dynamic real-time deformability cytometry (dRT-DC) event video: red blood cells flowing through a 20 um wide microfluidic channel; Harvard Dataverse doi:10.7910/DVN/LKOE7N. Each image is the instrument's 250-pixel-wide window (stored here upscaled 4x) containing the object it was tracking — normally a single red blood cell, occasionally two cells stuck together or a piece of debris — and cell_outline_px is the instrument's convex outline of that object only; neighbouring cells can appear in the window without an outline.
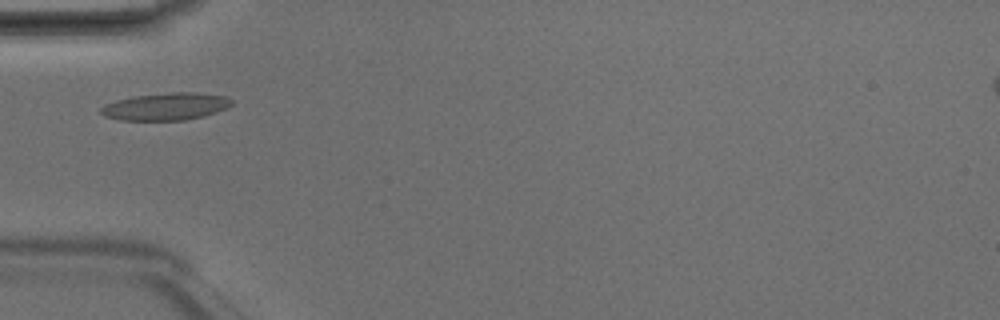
{"species": "Egyptian fruit bat (a non-hibernating species)", "species_latin": "Rousettus aegyptiacus", "temperature_condition": "room temperature", "stored_images_in_passage": 20, "camera_frame_rate_fps": 3000, "um_per_image_px": 0.085, "animal": {"sex": "male"}, "frame": {"image": 1, "passage_image": 1, "time_ms": 0.0, "image_size_px": [1000, 320], "cell_outline_px": [[232, 104], [228, 108], [204, 116], [184, 120], [120, 120], [104, 116], [100, 112], [100, 108], [104, 104], [116, 100], [136, 96], [172, 92], [196, 92], [224, 96], [232, 100]], "centroid_in_image_um": [14.09, 9.05], "position_along_channel_um": 70.9, "area_um2": 20.81}}
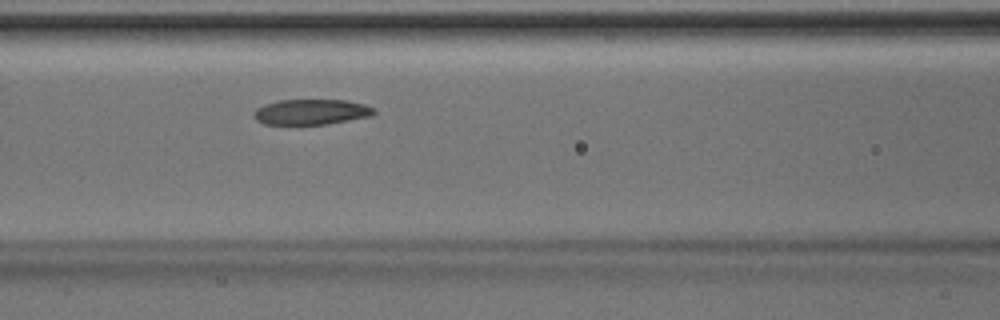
{"frame": {"image": 2, "passage_image": 6, "time_ms": 1.667, "image_size_px": [1000, 320], "cell_outline_px": [[376, 112], [372, 116], [328, 124], [264, 124], [256, 120], [252, 116], [252, 112], [256, 108], [264, 104], [280, 100], [348, 100], [364, 104], [376, 108]], "centroid_in_image_um": [26.46, 9.51], "position_along_channel_um": 140.1, "area_um2": 18.03}}